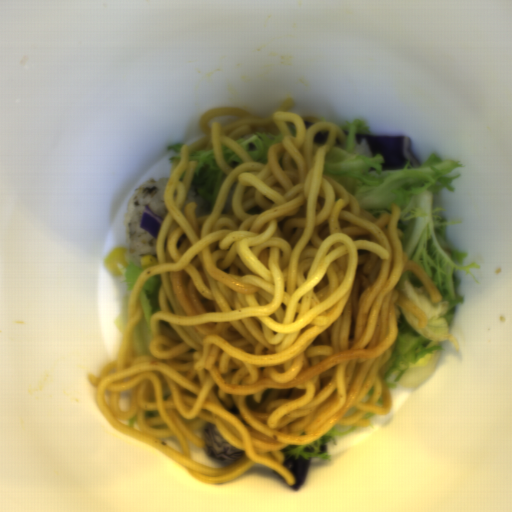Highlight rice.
<instances>
[{
  "label": "rice",
  "instance_id": "1",
  "mask_svg": "<svg viewBox=\"0 0 512 512\" xmlns=\"http://www.w3.org/2000/svg\"><path fill=\"white\" fill-rule=\"evenodd\" d=\"M169 179L170 177L148 180L137 187L127 199L124 229L129 246V257L135 266L142 267L141 258L144 255H152L158 259V239L143 229L141 222L145 206L164 221L169 212L164 199Z\"/></svg>",
  "mask_w": 512,
  "mask_h": 512
},
{
  "label": "rice",
  "instance_id": "2",
  "mask_svg": "<svg viewBox=\"0 0 512 512\" xmlns=\"http://www.w3.org/2000/svg\"><path fill=\"white\" fill-rule=\"evenodd\" d=\"M185 201L194 202L196 204L195 215L197 216L198 219L206 216H211L210 208L206 200L190 184L188 187Z\"/></svg>",
  "mask_w": 512,
  "mask_h": 512
}]
</instances>
